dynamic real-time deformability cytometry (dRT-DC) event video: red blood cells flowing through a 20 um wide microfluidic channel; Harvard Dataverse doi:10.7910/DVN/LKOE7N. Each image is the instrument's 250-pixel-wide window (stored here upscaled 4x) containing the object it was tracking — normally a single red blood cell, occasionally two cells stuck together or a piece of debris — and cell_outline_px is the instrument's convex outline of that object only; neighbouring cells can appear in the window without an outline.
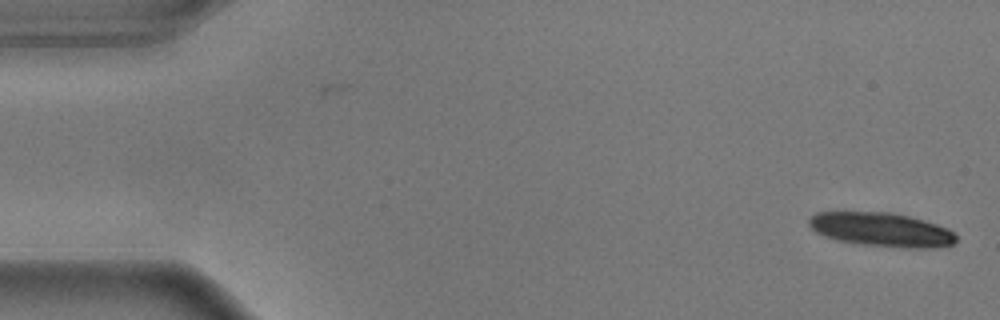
{"species": "common noctule bat (a hibernating species)", "species_latin": "Nyctalus noctula", "temperature_condition": "warm", "stored_images_in_passage": 12, "camera_frame_rate_fps": 3000, "um_per_image_px": 0.085, "animal": {"sex": "male", "body_mass_g": 17.9}, "frame": {"image": 1, "passage_image": 1, "time_ms": 0.0, "image_size_px": [1000, 320], "cell_outline_px": [[956, 240], [952, 244], [932, 248], [904, 248], [864, 244], [840, 240], [816, 232], [808, 224], [808, 220], [816, 212], [892, 212], [924, 220], [948, 228], [956, 232]], "centroid_in_image_um": [74.97, 19.51], "position_along_channel_um": 10.0, "area_um2": 28.9}}